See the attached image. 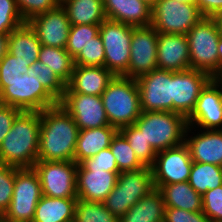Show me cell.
Wrapping results in <instances>:
<instances>
[{
  "mask_svg": "<svg viewBox=\"0 0 222 222\" xmlns=\"http://www.w3.org/2000/svg\"><path fill=\"white\" fill-rule=\"evenodd\" d=\"M79 131L73 117L60 104L42 110L37 160L74 161Z\"/></svg>",
  "mask_w": 222,
  "mask_h": 222,
  "instance_id": "obj_1",
  "label": "cell"
},
{
  "mask_svg": "<svg viewBox=\"0 0 222 222\" xmlns=\"http://www.w3.org/2000/svg\"><path fill=\"white\" fill-rule=\"evenodd\" d=\"M41 112L21 111L0 145V163L32 168L38 158Z\"/></svg>",
  "mask_w": 222,
  "mask_h": 222,
  "instance_id": "obj_2",
  "label": "cell"
},
{
  "mask_svg": "<svg viewBox=\"0 0 222 222\" xmlns=\"http://www.w3.org/2000/svg\"><path fill=\"white\" fill-rule=\"evenodd\" d=\"M134 125L156 152L183 144L191 131L185 116L168 111H142Z\"/></svg>",
  "mask_w": 222,
  "mask_h": 222,
  "instance_id": "obj_3",
  "label": "cell"
},
{
  "mask_svg": "<svg viewBox=\"0 0 222 222\" xmlns=\"http://www.w3.org/2000/svg\"><path fill=\"white\" fill-rule=\"evenodd\" d=\"M101 99L110 125L118 130L134 124L142 113L135 78L114 76Z\"/></svg>",
  "mask_w": 222,
  "mask_h": 222,
  "instance_id": "obj_4",
  "label": "cell"
},
{
  "mask_svg": "<svg viewBox=\"0 0 222 222\" xmlns=\"http://www.w3.org/2000/svg\"><path fill=\"white\" fill-rule=\"evenodd\" d=\"M220 28L215 17H202L186 34L189 46L191 69L203 71L212 78H219L218 41Z\"/></svg>",
  "mask_w": 222,
  "mask_h": 222,
  "instance_id": "obj_5",
  "label": "cell"
},
{
  "mask_svg": "<svg viewBox=\"0 0 222 222\" xmlns=\"http://www.w3.org/2000/svg\"><path fill=\"white\" fill-rule=\"evenodd\" d=\"M0 101L21 111L38 112L59 104L33 75L31 66L14 80H0Z\"/></svg>",
  "mask_w": 222,
  "mask_h": 222,
  "instance_id": "obj_6",
  "label": "cell"
},
{
  "mask_svg": "<svg viewBox=\"0 0 222 222\" xmlns=\"http://www.w3.org/2000/svg\"><path fill=\"white\" fill-rule=\"evenodd\" d=\"M154 189L151 167L118 174L114 189L103 201L116 217H122L134 204Z\"/></svg>",
  "mask_w": 222,
  "mask_h": 222,
  "instance_id": "obj_7",
  "label": "cell"
},
{
  "mask_svg": "<svg viewBox=\"0 0 222 222\" xmlns=\"http://www.w3.org/2000/svg\"><path fill=\"white\" fill-rule=\"evenodd\" d=\"M41 196V183L34 168L15 167L12 200L0 219L4 222H32Z\"/></svg>",
  "mask_w": 222,
  "mask_h": 222,
  "instance_id": "obj_8",
  "label": "cell"
},
{
  "mask_svg": "<svg viewBox=\"0 0 222 222\" xmlns=\"http://www.w3.org/2000/svg\"><path fill=\"white\" fill-rule=\"evenodd\" d=\"M151 11V26L166 34L186 35L203 17L194 2L177 0H157Z\"/></svg>",
  "mask_w": 222,
  "mask_h": 222,
  "instance_id": "obj_9",
  "label": "cell"
},
{
  "mask_svg": "<svg viewBox=\"0 0 222 222\" xmlns=\"http://www.w3.org/2000/svg\"><path fill=\"white\" fill-rule=\"evenodd\" d=\"M38 174L42 195L54 198H77L75 161L37 160L33 165Z\"/></svg>",
  "mask_w": 222,
  "mask_h": 222,
  "instance_id": "obj_10",
  "label": "cell"
},
{
  "mask_svg": "<svg viewBox=\"0 0 222 222\" xmlns=\"http://www.w3.org/2000/svg\"><path fill=\"white\" fill-rule=\"evenodd\" d=\"M135 27L106 19L100 24L99 35L102 39L104 66L115 76H122L130 61V42Z\"/></svg>",
  "mask_w": 222,
  "mask_h": 222,
  "instance_id": "obj_11",
  "label": "cell"
},
{
  "mask_svg": "<svg viewBox=\"0 0 222 222\" xmlns=\"http://www.w3.org/2000/svg\"><path fill=\"white\" fill-rule=\"evenodd\" d=\"M136 81L143 112H173V71L157 68Z\"/></svg>",
  "mask_w": 222,
  "mask_h": 222,
  "instance_id": "obj_12",
  "label": "cell"
},
{
  "mask_svg": "<svg viewBox=\"0 0 222 222\" xmlns=\"http://www.w3.org/2000/svg\"><path fill=\"white\" fill-rule=\"evenodd\" d=\"M193 161L185 143L157 152L151 166L154 188L187 182Z\"/></svg>",
  "mask_w": 222,
  "mask_h": 222,
  "instance_id": "obj_13",
  "label": "cell"
},
{
  "mask_svg": "<svg viewBox=\"0 0 222 222\" xmlns=\"http://www.w3.org/2000/svg\"><path fill=\"white\" fill-rule=\"evenodd\" d=\"M158 31L150 26L135 27L130 42V61L127 71L122 75L138 78L158 68Z\"/></svg>",
  "mask_w": 222,
  "mask_h": 222,
  "instance_id": "obj_14",
  "label": "cell"
},
{
  "mask_svg": "<svg viewBox=\"0 0 222 222\" xmlns=\"http://www.w3.org/2000/svg\"><path fill=\"white\" fill-rule=\"evenodd\" d=\"M59 104L73 117L80 130L110 125L101 96L64 93Z\"/></svg>",
  "mask_w": 222,
  "mask_h": 222,
  "instance_id": "obj_15",
  "label": "cell"
},
{
  "mask_svg": "<svg viewBox=\"0 0 222 222\" xmlns=\"http://www.w3.org/2000/svg\"><path fill=\"white\" fill-rule=\"evenodd\" d=\"M221 85L219 78H213L201 91L193 111L187 117L191 129L196 125L204 130L222 129Z\"/></svg>",
  "mask_w": 222,
  "mask_h": 222,
  "instance_id": "obj_16",
  "label": "cell"
},
{
  "mask_svg": "<svg viewBox=\"0 0 222 222\" xmlns=\"http://www.w3.org/2000/svg\"><path fill=\"white\" fill-rule=\"evenodd\" d=\"M212 79L209 74L195 69L173 72V112L187 118L201 91Z\"/></svg>",
  "mask_w": 222,
  "mask_h": 222,
  "instance_id": "obj_17",
  "label": "cell"
},
{
  "mask_svg": "<svg viewBox=\"0 0 222 222\" xmlns=\"http://www.w3.org/2000/svg\"><path fill=\"white\" fill-rule=\"evenodd\" d=\"M27 23L35 31L41 45L66 48L71 23L67 11L61 4L36 15Z\"/></svg>",
  "mask_w": 222,
  "mask_h": 222,
  "instance_id": "obj_18",
  "label": "cell"
},
{
  "mask_svg": "<svg viewBox=\"0 0 222 222\" xmlns=\"http://www.w3.org/2000/svg\"><path fill=\"white\" fill-rule=\"evenodd\" d=\"M118 174L104 169H86L81 163L77 168V198L103 202L114 189Z\"/></svg>",
  "mask_w": 222,
  "mask_h": 222,
  "instance_id": "obj_19",
  "label": "cell"
},
{
  "mask_svg": "<svg viewBox=\"0 0 222 222\" xmlns=\"http://www.w3.org/2000/svg\"><path fill=\"white\" fill-rule=\"evenodd\" d=\"M157 66L173 72L191 69L186 35L158 32Z\"/></svg>",
  "mask_w": 222,
  "mask_h": 222,
  "instance_id": "obj_20",
  "label": "cell"
},
{
  "mask_svg": "<svg viewBox=\"0 0 222 222\" xmlns=\"http://www.w3.org/2000/svg\"><path fill=\"white\" fill-rule=\"evenodd\" d=\"M114 76L105 66L75 65L64 93L101 96Z\"/></svg>",
  "mask_w": 222,
  "mask_h": 222,
  "instance_id": "obj_21",
  "label": "cell"
},
{
  "mask_svg": "<svg viewBox=\"0 0 222 222\" xmlns=\"http://www.w3.org/2000/svg\"><path fill=\"white\" fill-rule=\"evenodd\" d=\"M106 18L133 27L150 26L152 11L143 0H103Z\"/></svg>",
  "mask_w": 222,
  "mask_h": 222,
  "instance_id": "obj_22",
  "label": "cell"
},
{
  "mask_svg": "<svg viewBox=\"0 0 222 222\" xmlns=\"http://www.w3.org/2000/svg\"><path fill=\"white\" fill-rule=\"evenodd\" d=\"M184 143L193 162L222 167V129H203L201 134L186 137Z\"/></svg>",
  "mask_w": 222,
  "mask_h": 222,
  "instance_id": "obj_23",
  "label": "cell"
},
{
  "mask_svg": "<svg viewBox=\"0 0 222 222\" xmlns=\"http://www.w3.org/2000/svg\"><path fill=\"white\" fill-rule=\"evenodd\" d=\"M119 130L111 125L79 131L76 141L74 161L80 164L99 151L109 148L112 138Z\"/></svg>",
  "mask_w": 222,
  "mask_h": 222,
  "instance_id": "obj_24",
  "label": "cell"
},
{
  "mask_svg": "<svg viewBox=\"0 0 222 222\" xmlns=\"http://www.w3.org/2000/svg\"><path fill=\"white\" fill-rule=\"evenodd\" d=\"M40 48L41 43L27 22L9 34L8 52L29 67L38 60Z\"/></svg>",
  "mask_w": 222,
  "mask_h": 222,
  "instance_id": "obj_25",
  "label": "cell"
},
{
  "mask_svg": "<svg viewBox=\"0 0 222 222\" xmlns=\"http://www.w3.org/2000/svg\"><path fill=\"white\" fill-rule=\"evenodd\" d=\"M164 210L163 195L154 188L120 217L119 222H163Z\"/></svg>",
  "mask_w": 222,
  "mask_h": 222,
  "instance_id": "obj_26",
  "label": "cell"
},
{
  "mask_svg": "<svg viewBox=\"0 0 222 222\" xmlns=\"http://www.w3.org/2000/svg\"><path fill=\"white\" fill-rule=\"evenodd\" d=\"M77 199L42 195L32 222H73Z\"/></svg>",
  "mask_w": 222,
  "mask_h": 222,
  "instance_id": "obj_27",
  "label": "cell"
},
{
  "mask_svg": "<svg viewBox=\"0 0 222 222\" xmlns=\"http://www.w3.org/2000/svg\"><path fill=\"white\" fill-rule=\"evenodd\" d=\"M60 4L67 11L71 25H100L107 19L103 0H63Z\"/></svg>",
  "mask_w": 222,
  "mask_h": 222,
  "instance_id": "obj_28",
  "label": "cell"
},
{
  "mask_svg": "<svg viewBox=\"0 0 222 222\" xmlns=\"http://www.w3.org/2000/svg\"><path fill=\"white\" fill-rule=\"evenodd\" d=\"M159 190L163 195L165 207H174L190 212L202 211V195L198 194L188 181L162 185Z\"/></svg>",
  "mask_w": 222,
  "mask_h": 222,
  "instance_id": "obj_29",
  "label": "cell"
},
{
  "mask_svg": "<svg viewBox=\"0 0 222 222\" xmlns=\"http://www.w3.org/2000/svg\"><path fill=\"white\" fill-rule=\"evenodd\" d=\"M188 182L198 194L203 195L208 190L222 185V167L210 163L193 162Z\"/></svg>",
  "mask_w": 222,
  "mask_h": 222,
  "instance_id": "obj_30",
  "label": "cell"
},
{
  "mask_svg": "<svg viewBox=\"0 0 222 222\" xmlns=\"http://www.w3.org/2000/svg\"><path fill=\"white\" fill-rule=\"evenodd\" d=\"M38 60L49 66L66 84L70 81L74 69V58L65 48L41 45Z\"/></svg>",
  "mask_w": 222,
  "mask_h": 222,
  "instance_id": "obj_31",
  "label": "cell"
},
{
  "mask_svg": "<svg viewBox=\"0 0 222 222\" xmlns=\"http://www.w3.org/2000/svg\"><path fill=\"white\" fill-rule=\"evenodd\" d=\"M119 132L126 138L139 161L144 166L151 167L157 152L145 140L142 132L134 124L120 128Z\"/></svg>",
  "mask_w": 222,
  "mask_h": 222,
  "instance_id": "obj_32",
  "label": "cell"
},
{
  "mask_svg": "<svg viewBox=\"0 0 222 222\" xmlns=\"http://www.w3.org/2000/svg\"><path fill=\"white\" fill-rule=\"evenodd\" d=\"M109 147L115 157L120 172L136 171L145 167L136 157L134 150L130 147L126 138L119 131L112 138Z\"/></svg>",
  "mask_w": 222,
  "mask_h": 222,
  "instance_id": "obj_33",
  "label": "cell"
},
{
  "mask_svg": "<svg viewBox=\"0 0 222 222\" xmlns=\"http://www.w3.org/2000/svg\"><path fill=\"white\" fill-rule=\"evenodd\" d=\"M73 222H119L103 204L77 199Z\"/></svg>",
  "mask_w": 222,
  "mask_h": 222,
  "instance_id": "obj_34",
  "label": "cell"
},
{
  "mask_svg": "<svg viewBox=\"0 0 222 222\" xmlns=\"http://www.w3.org/2000/svg\"><path fill=\"white\" fill-rule=\"evenodd\" d=\"M31 67L33 69V75L59 102L66 90V83L56 73H54L49 66L39 60L35 61Z\"/></svg>",
  "mask_w": 222,
  "mask_h": 222,
  "instance_id": "obj_35",
  "label": "cell"
},
{
  "mask_svg": "<svg viewBox=\"0 0 222 222\" xmlns=\"http://www.w3.org/2000/svg\"><path fill=\"white\" fill-rule=\"evenodd\" d=\"M100 25H71L66 50L75 58L92 38L99 35Z\"/></svg>",
  "mask_w": 222,
  "mask_h": 222,
  "instance_id": "obj_36",
  "label": "cell"
},
{
  "mask_svg": "<svg viewBox=\"0 0 222 222\" xmlns=\"http://www.w3.org/2000/svg\"><path fill=\"white\" fill-rule=\"evenodd\" d=\"M105 52L100 35L92 38L74 58V65L81 66H104Z\"/></svg>",
  "mask_w": 222,
  "mask_h": 222,
  "instance_id": "obj_37",
  "label": "cell"
},
{
  "mask_svg": "<svg viewBox=\"0 0 222 222\" xmlns=\"http://www.w3.org/2000/svg\"><path fill=\"white\" fill-rule=\"evenodd\" d=\"M26 23L15 0H0V33L10 34Z\"/></svg>",
  "mask_w": 222,
  "mask_h": 222,
  "instance_id": "obj_38",
  "label": "cell"
},
{
  "mask_svg": "<svg viewBox=\"0 0 222 222\" xmlns=\"http://www.w3.org/2000/svg\"><path fill=\"white\" fill-rule=\"evenodd\" d=\"M15 167L0 163V217L9 208L13 196Z\"/></svg>",
  "mask_w": 222,
  "mask_h": 222,
  "instance_id": "obj_39",
  "label": "cell"
},
{
  "mask_svg": "<svg viewBox=\"0 0 222 222\" xmlns=\"http://www.w3.org/2000/svg\"><path fill=\"white\" fill-rule=\"evenodd\" d=\"M202 211L210 222H222V185L202 195Z\"/></svg>",
  "mask_w": 222,
  "mask_h": 222,
  "instance_id": "obj_40",
  "label": "cell"
},
{
  "mask_svg": "<svg viewBox=\"0 0 222 222\" xmlns=\"http://www.w3.org/2000/svg\"><path fill=\"white\" fill-rule=\"evenodd\" d=\"M20 14L25 22L36 15L45 13L48 10L56 8L59 0H15Z\"/></svg>",
  "mask_w": 222,
  "mask_h": 222,
  "instance_id": "obj_41",
  "label": "cell"
},
{
  "mask_svg": "<svg viewBox=\"0 0 222 222\" xmlns=\"http://www.w3.org/2000/svg\"><path fill=\"white\" fill-rule=\"evenodd\" d=\"M81 164L86 169H104L107 172L120 173L110 147L99 151L91 158L85 159Z\"/></svg>",
  "mask_w": 222,
  "mask_h": 222,
  "instance_id": "obj_42",
  "label": "cell"
},
{
  "mask_svg": "<svg viewBox=\"0 0 222 222\" xmlns=\"http://www.w3.org/2000/svg\"><path fill=\"white\" fill-rule=\"evenodd\" d=\"M29 66L27 62H21L9 52L0 61V80H14L19 75L27 73Z\"/></svg>",
  "mask_w": 222,
  "mask_h": 222,
  "instance_id": "obj_43",
  "label": "cell"
},
{
  "mask_svg": "<svg viewBox=\"0 0 222 222\" xmlns=\"http://www.w3.org/2000/svg\"><path fill=\"white\" fill-rule=\"evenodd\" d=\"M163 222H210L209 218L201 212H190L174 207H165Z\"/></svg>",
  "mask_w": 222,
  "mask_h": 222,
  "instance_id": "obj_44",
  "label": "cell"
},
{
  "mask_svg": "<svg viewBox=\"0 0 222 222\" xmlns=\"http://www.w3.org/2000/svg\"><path fill=\"white\" fill-rule=\"evenodd\" d=\"M21 112L19 108L9 105H0V145L4 137L12 128L14 119Z\"/></svg>",
  "mask_w": 222,
  "mask_h": 222,
  "instance_id": "obj_45",
  "label": "cell"
},
{
  "mask_svg": "<svg viewBox=\"0 0 222 222\" xmlns=\"http://www.w3.org/2000/svg\"><path fill=\"white\" fill-rule=\"evenodd\" d=\"M203 17H216L222 13V0H194Z\"/></svg>",
  "mask_w": 222,
  "mask_h": 222,
  "instance_id": "obj_46",
  "label": "cell"
},
{
  "mask_svg": "<svg viewBox=\"0 0 222 222\" xmlns=\"http://www.w3.org/2000/svg\"><path fill=\"white\" fill-rule=\"evenodd\" d=\"M9 34L0 33V61L8 53Z\"/></svg>",
  "mask_w": 222,
  "mask_h": 222,
  "instance_id": "obj_47",
  "label": "cell"
},
{
  "mask_svg": "<svg viewBox=\"0 0 222 222\" xmlns=\"http://www.w3.org/2000/svg\"><path fill=\"white\" fill-rule=\"evenodd\" d=\"M217 50H218V55H219V64L222 67V34L220 35V39L218 41Z\"/></svg>",
  "mask_w": 222,
  "mask_h": 222,
  "instance_id": "obj_48",
  "label": "cell"
},
{
  "mask_svg": "<svg viewBox=\"0 0 222 222\" xmlns=\"http://www.w3.org/2000/svg\"><path fill=\"white\" fill-rule=\"evenodd\" d=\"M215 19L217 20L218 22V25H219V28H220V32L222 34V13H220L219 15H217L215 17Z\"/></svg>",
  "mask_w": 222,
  "mask_h": 222,
  "instance_id": "obj_49",
  "label": "cell"
},
{
  "mask_svg": "<svg viewBox=\"0 0 222 222\" xmlns=\"http://www.w3.org/2000/svg\"><path fill=\"white\" fill-rule=\"evenodd\" d=\"M143 1L146 2L149 6L152 7L157 0H143Z\"/></svg>",
  "mask_w": 222,
  "mask_h": 222,
  "instance_id": "obj_50",
  "label": "cell"
},
{
  "mask_svg": "<svg viewBox=\"0 0 222 222\" xmlns=\"http://www.w3.org/2000/svg\"><path fill=\"white\" fill-rule=\"evenodd\" d=\"M177 1H180V2H194V0H177Z\"/></svg>",
  "mask_w": 222,
  "mask_h": 222,
  "instance_id": "obj_51",
  "label": "cell"
},
{
  "mask_svg": "<svg viewBox=\"0 0 222 222\" xmlns=\"http://www.w3.org/2000/svg\"><path fill=\"white\" fill-rule=\"evenodd\" d=\"M219 79H220V81L222 82V74L220 75Z\"/></svg>",
  "mask_w": 222,
  "mask_h": 222,
  "instance_id": "obj_52",
  "label": "cell"
}]
</instances>
